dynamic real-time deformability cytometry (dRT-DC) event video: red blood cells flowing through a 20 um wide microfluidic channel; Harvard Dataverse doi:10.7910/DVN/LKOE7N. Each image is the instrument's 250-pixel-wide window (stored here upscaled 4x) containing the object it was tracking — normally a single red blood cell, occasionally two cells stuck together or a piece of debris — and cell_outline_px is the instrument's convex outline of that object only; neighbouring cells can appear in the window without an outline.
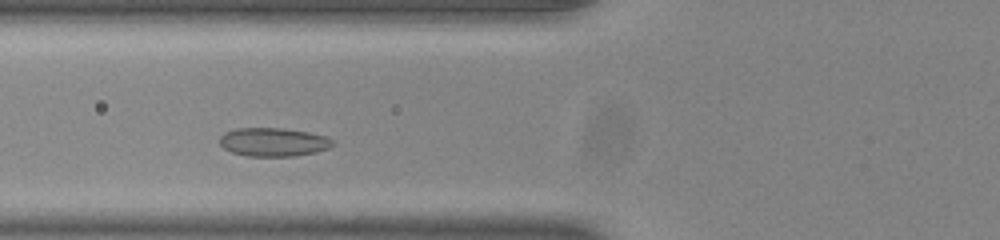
{"species": "common noctule bat (a hibernating species)", "species_latin": "Nyctalus noctula", "temperature_condition": "room temperature", "stored_images_in_passage": 41, "camera_frame_rate_fps": 3000, "um_per_image_px": 0.085, "animal": {"sex": "male", "body_mass_g": 20.0, "forearm_length_mm": 53.3}, "frame": {"image": 1, "passage_image": 9, "time_ms": 2.667, "image_size_px": [1000, 240], "cell_outline_px": [[336, 144], [328, 148], [316, 152], [296, 156], [248, 156], [232, 152], [224, 148], [220, 144], [220, 136], [224, 132], [236, 128], [284, 128], [308, 132], [328, 136]], "centroid_in_image_um": [23.26, 12.07], "position_along_channel_um": 102.5, "area_um2": 18.96}}
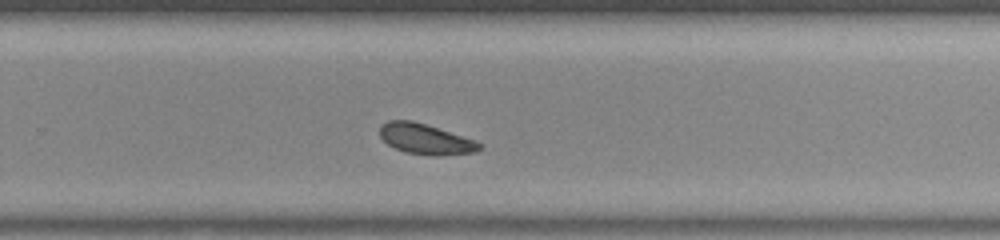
{"frame": {"image": 2, "passage_image": 24, "time_ms": 7.667, "image_size_px": [1000, 240], "cell_outline_px": [[484, 148], [476, 152], [440, 156], [436, 156], [404, 152], [388, 144], [380, 136], [380, 124], [388, 120], [412, 120], [476, 140], [484, 144]], "centroid_in_image_um": [36.21, 11.82], "position_along_channel_um": 293.6, "area_um2": 17.86}}
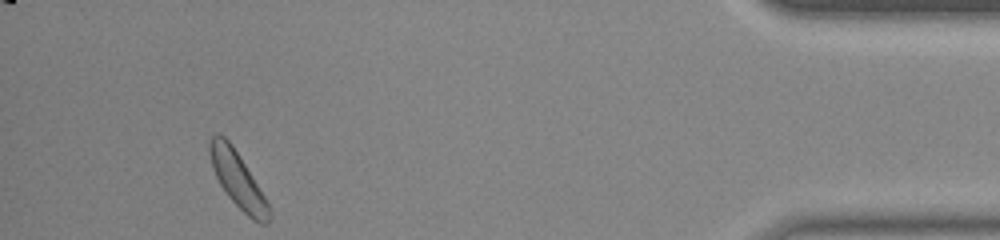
{"frame": {"image": 3, "passage_image": 38, "time_ms": 12.333, "image_size_px": [1000, 240], "cell_outline_px": [[268, 224], [260, 224], [252, 220], [228, 196], [220, 184], [212, 168], [208, 152], [208, 140], [216, 132], [224, 136], [232, 144], [264, 196], [268, 204]], "centroid_in_image_um": [20.14, 15.22], "position_along_channel_um": 415.1, "area_um2": 18.84}, "authors_computed_cell_mechanics": {"area_um2": 18.3804, "velocity_mm_per_s": 3.8275, "shape_relaxation_time_tau1_ms": 2.8337, "shape_relaxation_time_tau2_ms": 3.8486, "deformation_change_tau1": 0.0555, "deformation_change_tau2": 0.0597}}